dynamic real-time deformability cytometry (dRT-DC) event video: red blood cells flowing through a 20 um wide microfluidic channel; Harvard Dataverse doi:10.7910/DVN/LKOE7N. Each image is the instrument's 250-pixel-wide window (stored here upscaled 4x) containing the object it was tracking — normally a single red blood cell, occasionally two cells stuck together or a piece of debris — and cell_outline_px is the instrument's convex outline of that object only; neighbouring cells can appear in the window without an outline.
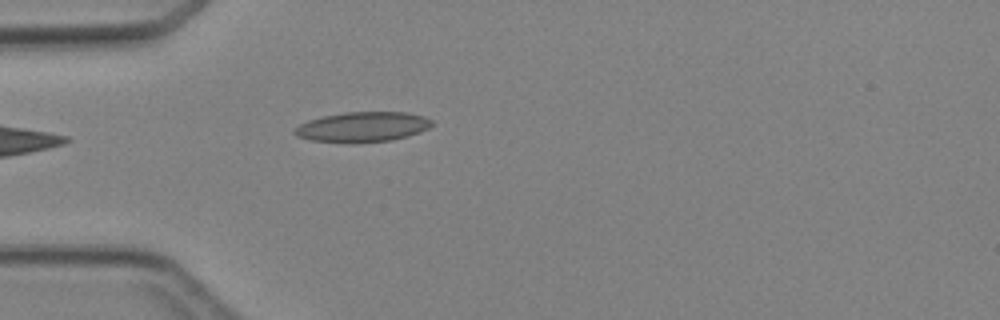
{"species": "Egyptian fruit bat (a non-hibernating species)", "species_latin": "Rousettus aegyptiacus", "temperature_condition": "cold", "stored_images_in_passage": 4, "camera_frame_rate_fps": 3000, "um_per_image_px": 0.085, "animal": {"sex": "female"}, "frame": {"image": 1, "passage_image": 4, "time_ms": 3.667, "image_size_px": [1000, 320], "cell_outline_px": [[432, 124], [428, 128], [420, 132], [388, 140], [312, 140], [296, 136], [292, 132], [300, 124], [308, 120], [324, 116], [344, 112], [408, 112], [424, 116], [432, 120]], "centroid_in_image_um": [30.84, 10.73], "position_along_channel_um": 54.2, "area_um2": 22.95}}